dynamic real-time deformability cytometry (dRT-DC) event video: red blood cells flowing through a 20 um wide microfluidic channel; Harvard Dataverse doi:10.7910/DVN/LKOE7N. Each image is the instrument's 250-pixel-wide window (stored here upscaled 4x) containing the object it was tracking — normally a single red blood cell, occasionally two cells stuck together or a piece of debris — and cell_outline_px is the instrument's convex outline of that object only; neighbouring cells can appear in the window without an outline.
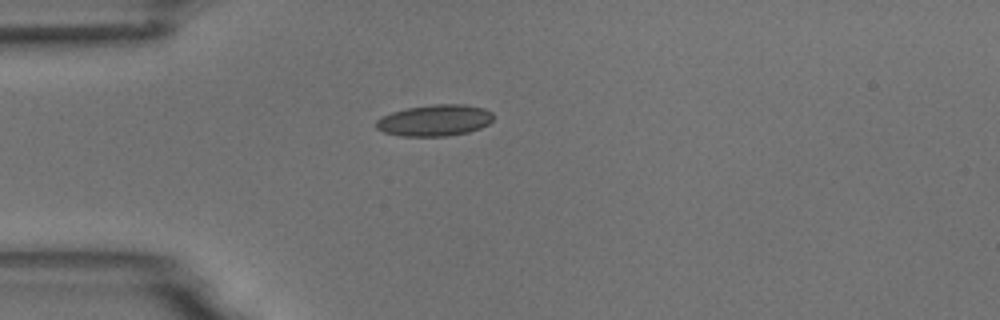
{"species": "common noctule bat (a hibernating species)", "species_latin": "Nyctalus noctula", "temperature_condition": "room temperature", "stored_images_in_passage": 1, "camera_frame_rate_fps": 3000, "um_per_image_px": 0.085, "animal": {"sex": "male", "body_mass_g": 18.8}, "frame": {"image": 1, "passage_image": 1, "time_ms": 0.0, "image_size_px": [1000, 320], "cell_outline_px": [[496, 116], [488, 124], [480, 128], [468, 132], [448, 136], [400, 136], [384, 132], [376, 128], [376, 120], [380, 116], [392, 112], [408, 108], [432, 104], [464, 104], [484, 108], [492, 112]], "centroid_in_image_um": [36.96, 10.23], "position_along_channel_um": 48.0, "area_um2": 21.62}}